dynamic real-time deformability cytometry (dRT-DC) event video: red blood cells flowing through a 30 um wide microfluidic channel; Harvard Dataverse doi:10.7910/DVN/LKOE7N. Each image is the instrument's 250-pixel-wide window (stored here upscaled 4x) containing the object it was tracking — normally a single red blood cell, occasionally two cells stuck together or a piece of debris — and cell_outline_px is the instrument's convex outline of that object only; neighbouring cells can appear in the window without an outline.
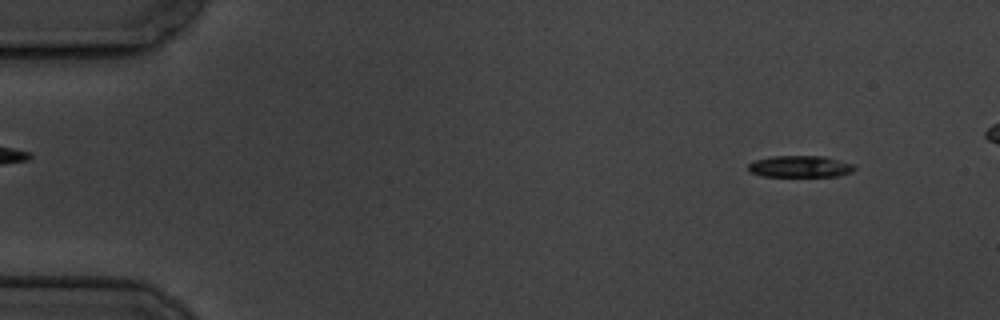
{"species": "common noctule bat (a hibernating species)", "species_latin": "Nyctalus noctula", "temperature_condition": "cold", "stored_images_in_passage": 9, "camera_frame_rate_fps": 3000, "um_per_image_px": 0.085, "animal": {"sex": "male", "body_mass_g": 19.5, "forearm_length_mm": 54.6}, "frame": {"image": 1, "passage_image": 1, "time_ms": 0.0, "image_size_px": [1000, 320], "cell_outline_px": [[856, 168], [852, 172], [840, 176], [760, 176], [748, 172], [748, 164], [752, 160], [772, 156], [824, 156], [852, 164]], "centroid_in_image_um": [67.95, 14.15], "position_along_channel_um": 17.0, "area_um2": 13.53}}
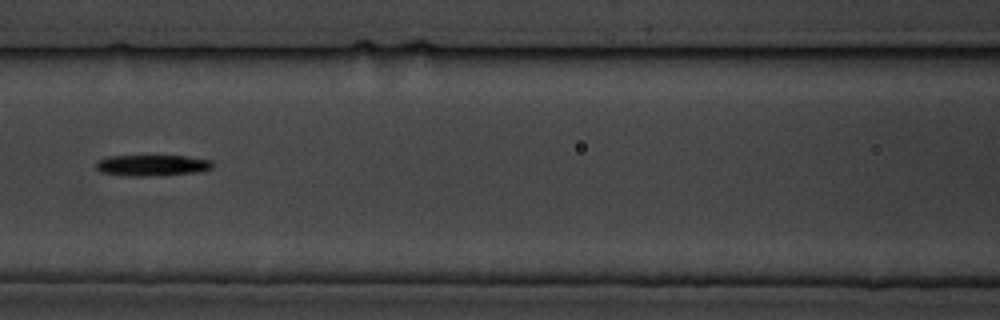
{"frame": {"image": 2, "passage_image": 7, "time_ms": 7.0, "image_size_px": [1000, 320], "cell_outline_px": [[216, 164], [212, 168], [200, 172], [140, 176], [132, 176], [100, 172], [96, 168], [96, 160], [104, 156], [184, 156], [212, 160]], "centroid_in_image_um": [12.93, 14.04], "position_along_channel_um": 153.7, "area_um2": 14.33}}
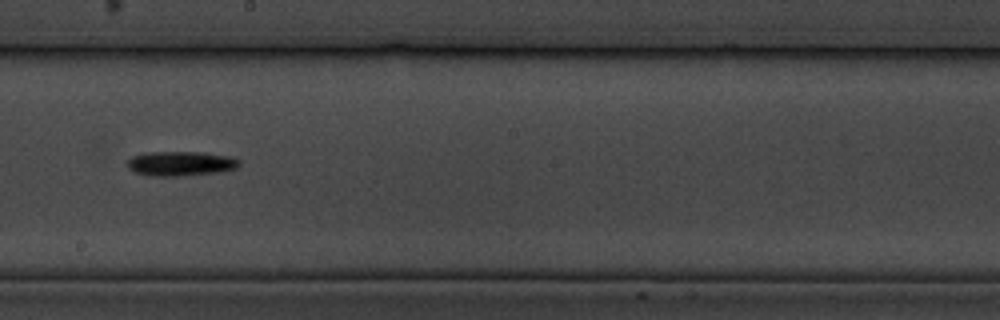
{"frame": {"image": 3, "passage_image": 9, "time_ms": 9.333, "image_size_px": [1000, 320], "cell_outline_px": [[240, 164], [236, 168], [224, 172], [180, 176], [148, 176], [136, 172], [128, 168], [128, 160], [132, 156], [148, 152], [204, 152], [228, 156], [240, 160]], "centroid_in_image_um": [15.38, 13.91], "position_along_channel_um": 232.8, "area_um2": 16.18}}